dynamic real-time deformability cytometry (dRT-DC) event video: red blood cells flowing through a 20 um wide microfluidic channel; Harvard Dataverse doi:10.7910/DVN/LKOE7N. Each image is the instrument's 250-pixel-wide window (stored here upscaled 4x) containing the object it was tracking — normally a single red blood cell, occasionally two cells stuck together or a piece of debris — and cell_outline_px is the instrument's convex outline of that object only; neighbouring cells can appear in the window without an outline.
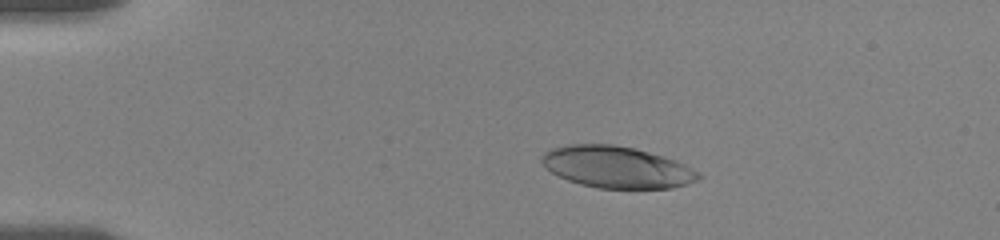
{"species": "human", "species_latin": "Homo sapiens", "temperature_condition": "room temperature", "stored_images_in_passage": 6, "camera_frame_rate_fps": 3000, "um_per_image_px": 0.085, "donor": {"sex": "female"}, "frame": {"image": 1, "passage_image": 4, "time_ms": 3.333, "image_size_px": [1000, 240], "cell_outline_px": [[704, 176], [688, 184], [672, 188], [596, 188], [580, 184], [568, 180], [552, 172], [540, 160], [540, 156], [544, 152], [552, 148], [568, 144], [612, 144], [632, 148], [648, 152], [676, 160], [684, 164]], "centroid_in_image_um": [52.42, 14.2], "position_along_channel_um": 32.6, "area_um2": 37.86}}